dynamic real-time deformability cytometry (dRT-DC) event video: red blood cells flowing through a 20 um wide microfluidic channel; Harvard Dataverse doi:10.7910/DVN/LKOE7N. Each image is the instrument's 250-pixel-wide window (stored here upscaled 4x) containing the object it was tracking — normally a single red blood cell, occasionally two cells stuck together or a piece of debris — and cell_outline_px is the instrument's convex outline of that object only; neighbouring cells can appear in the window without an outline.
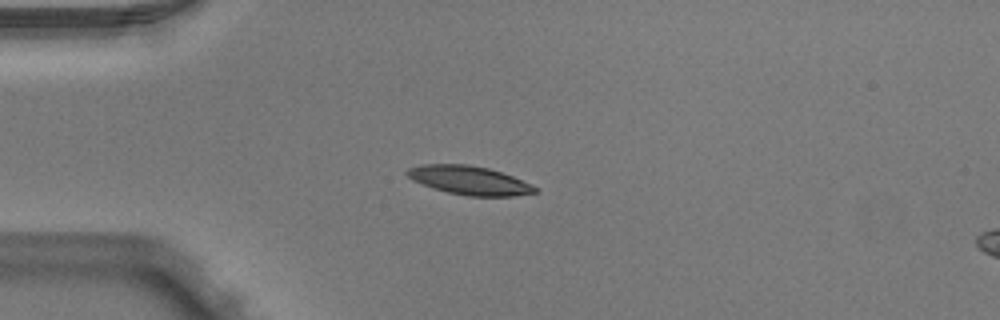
{"species": "Egyptian fruit bat (a non-hibernating species)", "species_latin": "Rousettus aegyptiacus", "temperature_condition": "warm", "stored_images_in_passage": 5, "camera_frame_rate_fps": 3000, "um_per_image_px": 0.085, "animal": {"sex": "male"}, "frame": {"image": 1, "passage_image": 4, "time_ms": 1.0, "image_size_px": [1000, 320], "cell_outline_px": [[540, 192], [512, 196], [468, 196], [448, 192], [432, 188], [412, 180], [404, 172], [408, 168], [420, 164], [468, 164], [488, 168], [512, 176], [532, 184]], "centroid_in_image_um": [39.87, 15.32], "position_along_channel_um": 45.1, "area_um2": 21.44}}
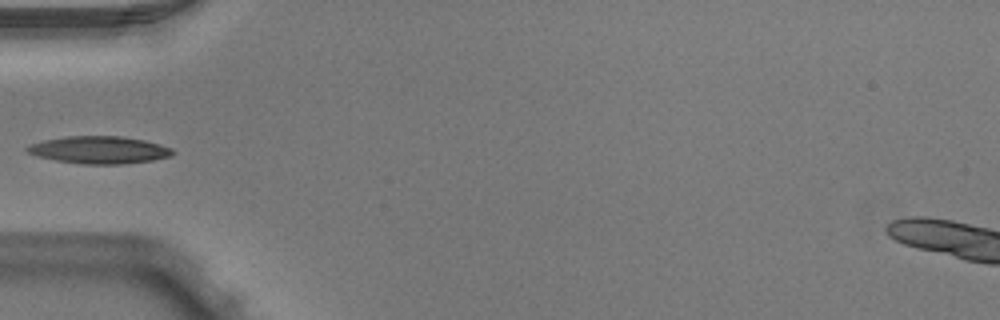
{"frame": {"image": 2, "passage_image": 5, "time_ms": 1.333, "image_size_px": [1000, 320], "cell_outline_px": [[176, 152], [172, 156], [152, 160], [120, 164], [80, 164], [56, 160], [36, 156], [28, 152], [24, 148], [28, 144], [44, 140], [68, 136], [120, 136], [144, 140], [160, 144], [172, 148]], "centroid_in_image_um": [8.43, 12.74], "position_along_channel_um": 76.6, "area_um2": 23.29}}